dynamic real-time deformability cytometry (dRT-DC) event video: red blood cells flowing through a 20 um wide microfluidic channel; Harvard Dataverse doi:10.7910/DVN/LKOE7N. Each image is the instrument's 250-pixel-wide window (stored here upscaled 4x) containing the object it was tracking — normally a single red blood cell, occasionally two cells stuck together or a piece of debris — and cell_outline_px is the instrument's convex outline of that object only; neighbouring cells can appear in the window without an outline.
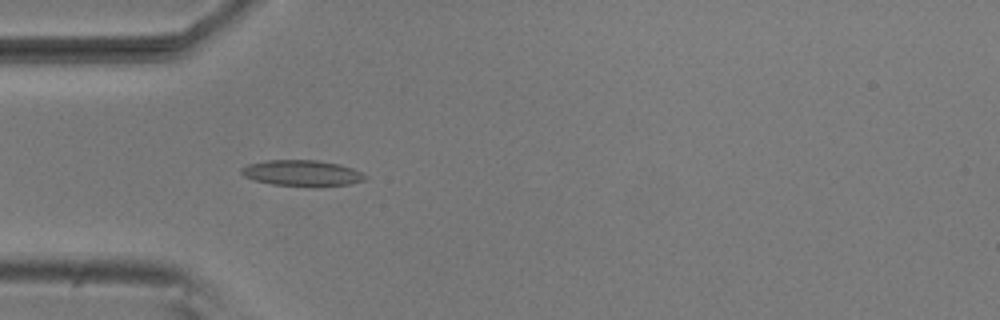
{"species": "common noctule bat (a hibernating species)", "species_latin": "Nyctalus noctula", "temperature_condition": "room temperature", "stored_images_in_passage": 4, "camera_frame_rate_fps": 3000, "um_per_image_px": 0.085, "animal": {"sex": "male", "body_mass_g": 20.5, "forearm_length_mm": 52.5}, "frame": {"image": 1, "passage_image": 4, "time_ms": 1.0, "image_size_px": [1000, 320], "cell_outline_px": [[368, 176], [364, 180], [352, 184], [316, 188], [308, 188], [272, 184], [256, 180], [244, 176], [240, 172], [240, 168], [248, 164], [268, 160], [316, 160], [340, 164], [352, 168]], "centroid_in_image_um": [25.71, 14.74], "position_along_channel_um": 59.3, "area_um2": 19.19}}